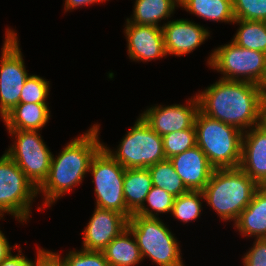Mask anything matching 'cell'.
<instances>
[{
  "instance_id": "cell-1",
  "label": "cell",
  "mask_w": 266,
  "mask_h": 266,
  "mask_svg": "<svg viewBox=\"0 0 266 266\" xmlns=\"http://www.w3.org/2000/svg\"><path fill=\"white\" fill-rule=\"evenodd\" d=\"M196 96L203 114L242 132L261 124L266 99L258 84L219 78Z\"/></svg>"
},
{
  "instance_id": "cell-2",
  "label": "cell",
  "mask_w": 266,
  "mask_h": 266,
  "mask_svg": "<svg viewBox=\"0 0 266 266\" xmlns=\"http://www.w3.org/2000/svg\"><path fill=\"white\" fill-rule=\"evenodd\" d=\"M100 130V124L91 125L82 135L70 140L56 157L52 156L48 177L38 188L42 206L51 207L84 181L93 157L103 147Z\"/></svg>"
},
{
  "instance_id": "cell-3",
  "label": "cell",
  "mask_w": 266,
  "mask_h": 266,
  "mask_svg": "<svg viewBox=\"0 0 266 266\" xmlns=\"http://www.w3.org/2000/svg\"><path fill=\"white\" fill-rule=\"evenodd\" d=\"M259 187L240 167L225 168L213 170L202 192L222 221L235 223Z\"/></svg>"
},
{
  "instance_id": "cell-4",
  "label": "cell",
  "mask_w": 266,
  "mask_h": 266,
  "mask_svg": "<svg viewBox=\"0 0 266 266\" xmlns=\"http://www.w3.org/2000/svg\"><path fill=\"white\" fill-rule=\"evenodd\" d=\"M196 145L214 169L237 168L241 162L243 132L198 111L195 118Z\"/></svg>"
},
{
  "instance_id": "cell-5",
  "label": "cell",
  "mask_w": 266,
  "mask_h": 266,
  "mask_svg": "<svg viewBox=\"0 0 266 266\" xmlns=\"http://www.w3.org/2000/svg\"><path fill=\"white\" fill-rule=\"evenodd\" d=\"M168 226L160 218L135 213L127 222L143 260L149 258L157 266H185L179 241Z\"/></svg>"
},
{
  "instance_id": "cell-6",
  "label": "cell",
  "mask_w": 266,
  "mask_h": 266,
  "mask_svg": "<svg viewBox=\"0 0 266 266\" xmlns=\"http://www.w3.org/2000/svg\"><path fill=\"white\" fill-rule=\"evenodd\" d=\"M103 148L125 169L148 168L166 159L163 138L140 115L121 139L116 151L104 143Z\"/></svg>"
},
{
  "instance_id": "cell-7",
  "label": "cell",
  "mask_w": 266,
  "mask_h": 266,
  "mask_svg": "<svg viewBox=\"0 0 266 266\" xmlns=\"http://www.w3.org/2000/svg\"><path fill=\"white\" fill-rule=\"evenodd\" d=\"M207 66L223 75L221 79L261 85L266 76V53L230 41L212 50Z\"/></svg>"
},
{
  "instance_id": "cell-8",
  "label": "cell",
  "mask_w": 266,
  "mask_h": 266,
  "mask_svg": "<svg viewBox=\"0 0 266 266\" xmlns=\"http://www.w3.org/2000/svg\"><path fill=\"white\" fill-rule=\"evenodd\" d=\"M38 189L26 177L19 166L6 154L0 157V219L4 213L20 223H27Z\"/></svg>"
},
{
  "instance_id": "cell-9",
  "label": "cell",
  "mask_w": 266,
  "mask_h": 266,
  "mask_svg": "<svg viewBox=\"0 0 266 266\" xmlns=\"http://www.w3.org/2000/svg\"><path fill=\"white\" fill-rule=\"evenodd\" d=\"M125 170L102 147L93 157L89 173L95 185V207L116 211L129 219L132 213L126 207L123 193Z\"/></svg>"
},
{
  "instance_id": "cell-10",
  "label": "cell",
  "mask_w": 266,
  "mask_h": 266,
  "mask_svg": "<svg viewBox=\"0 0 266 266\" xmlns=\"http://www.w3.org/2000/svg\"><path fill=\"white\" fill-rule=\"evenodd\" d=\"M7 131L15 141L8 146L5 153L38 189L48 177L53 153L38 130Z\"/></svg>"
},
{
  "instance_id": "cell-11",
  "label": "cell",
  "mask_w": 266,
  "mask_h": 266,
  "mask_svg": "<svg viewBox=\"0 0 266 266\" xmlns=\"http://www.w3.org/2000/svg\"><path fill=\"white\" fill-rule=\"evenodd\" d=\"M0 58V117L20 103V95L30 73L26 70L17 32L6 28Z\"/></svg>"
},
{
  "instance_id": "cell-12",
  "label": "cell",
  "mask_w": 266,
  "mask_h": 266,
  "mask_svg": "<svg viewBox=\"0 0 266 266\" xmlns=\"http://www.w3.org/2000/svg\"><path fill=\"white\" fill-rule=\"evenodd\" d=\"M199 111L198 98L193 95L186 105H158L148 107L140 116L161 137L172 132L190 129Z\"/></svg>"
},
{
  "instance_id": "cell-13",
  "label": "cell",
  "mask_w": 266,
  "mask_h": 266,
  "mask_svg": "<svg viewBox=\"0 0 266 266\" xmlns=\"http://www.w3.org/2000/svg\"><path fill=\"white\" fill-rule=\"evenodd\" d=\"M123 32L127 42V55L134 62H150L166 58L162 27L125 22Z\"/></svg>"
},
{
  "instance_id": "cell-14",
  "label": "cell",
  "mask_w": 266,
  "mask_h": 266,
  "mask_svg": "<svg viewBox=\"0 0 266 266\" xmlns=\"http://www.w3.org/2000/svg\"><path fill=\"white\" fill-rule=\"evenodd\" d=\"M128 219L121 213L95 207L92 217L83 230L81 249L103 251L106 246L127 228Z\"/></svg>"
},
{
  "instance_id": "cell-15",
  "label": "cell",
  "mask_w": 266,
  "mask_h": 266,
  "mask_svg": "<svg viewBox=\"0 0 266 266\" xmlns=\"http://www.w3.org/2000/svg\"><path fill=\"white\" fill-rule=\"evenodd\" d=\"M162 24L167 56L181 57L190 54L210 36L208 27L194 23L192 20L173 19Z\"/></svg>"
},
{
  "instance_id": "cell-16",
  "label": "cell",
  "mask_w": 266,
  "mask_h": 266,
  "mask_svg": "<svg viewBox=\"0 0 266 266\" xmlns=\"http://www.w3.org/2000/svg\"><path fill=\"white\" fill-rule=\"evenodd\" d=\"M239 167L259 186H266V127L262 123L243 132Z\"/></svg>"
},
{
  "instance_id": "cell-17",
  "label": "cell",
  "mask_w": 266,
  "mask_h": 266,
  "mask_svg": "<svg viewBox=\"0 0 266 266\" xmlns=\"http://www.w3.org/2000/svg\"><path fill=\"white\" fill-rule=\"evenodd\" d=\"M169 160L189 191H202L214 170L205 153L197 145L172 156Z\"/></svg>"
},
{
  "instance_id": "cell-18",
  "label": "cell",
  "mask_w": 266,
  "mask_h": 266,
  "mask_svg": "<svg viewBox=\"0 0 266 266\" xmlns=\"http://www.w3.org/2000/svg\"><path fill=\"white\" fill-rule=\"evenodd\" d=\"M241 236L266 238V186H260L233 226Z\"/></svg>"
},
{
  "instance_id": "cell-19",
  "label": "cell",
  "mask_w": 266,
  "mask_h": 266,
  "mask_svg": "<svg viewBox=\"0 0 266 266\" xmlns=\"http://www.w3.org/2000/svg\"><path fill=\"white\" fill-rule=\"evenodd\" d=\"M49 103H19L1 120L6 130H38L49 122Z\"/></svg>"
},
{
  "instance_id": "cell-20",
  "label": "cell",
  "mask_w": 266,
  "mask_h": 266,
  "mask_svg": "<svg viewBox=\"0 0 266 266\" xmlns=\"http://www.w3.org/2000/svg\"><path fill=\"white\" fill-rule=\"evenodd\" d=\"M176 7H180L179 0H135L133 14L126 22L163 27L161 21L168 22Z\"/></svg>"
},
{
  "instance_id": "cell-21",
  "label": "cell",
  "mask_w": 266,
  "mask_h": 266,
  "mask_svg": "<svg viewBox=\"0 0 266 266\" xmlns=\"http://www.w3.org/2000/svg\"><path fill=\"white\" fill-rule=\"evenodd\" d=\"M110 266H137L143 262L136 238L127 227L103 250Z\"/></svg>"
},
{
  "instance_id": "cell-22",
  "label": "cell",
  "mask_w": 266,
  "mask_h": 266,
  "mask_svg": "<svg viewBox=\"0 0 266 266\" xmlns=\"http://www.w3.org/2000/svg\"><path fill=\"white\" fill-rule=\"evenodd\" d=\"M152 180L148 168H131L125 170L123 193L127 209L136 213L145 203L151 190Z\"/></svg>"
},
{
  "instance_id": "cell-23",
  "label": "cell",
  "mask_w": 266,
  "mask_h": 266,
  "mask_svg": "<svg viewBox=\"0 0 266 266\" xmlns=\"http://www.w3.org/2000/svg\"><path fill=\"white\" fill-rule=\"evenodd\" d=\"M189 14L204 20L233 24L235 21L232 0H179Z\"/></svg>"
},
{
  "instance_id": "cell-24",
  "label": "cell",
  "mask_w": 266,
  "mask_h": 266,
  "mask_svg": "<svg viewBox=\"0 0 266 266\" xmlns=\"http://www.w3.org/2000/svg\"><path fill=\"white\" fill-rule=\"evenodd\" d=\"M238 29L231 39L240 47L266 53V22L235 20Z\"/></svg>"
},
{
  "instance_id": "cell-25",
  "label": "cell",
  "mask_w": 266,
  "mask_h": 266,
  "mask_svg": "<svg viewBox=\"0 0 266 266\" xmlns=\"http://www.w3.org/2000/svg\"><path fill=\"white\" fill-rule=\"evenodd\" d=\"M148 171L151 176L152 185L160 187L175 198L189 191L176 173L169 159L149 166Z\"/></svg>"
},
{
  "instance_id": "cell-26",
  "label": "cell",
  "mask_w": 266,
  "mask_h": 266,
  "mask_svg": "<svg viewBox=\"0 0 266 266\" xmlns=\"http://www.w3.org/2000/svg\"><path fill=\"white\" fill-rule=\"evenodd\" d=\"M202 199L205 200L202 191H188L174 199L171 214L185 224L196 221L203 212Z\"/></svg>"
},
{
  "instance_id": "cell-27",
  "label": "cell",
  "mask_w": 266,
  "mask_h": 266,
  "mask_svg": "<svg viewBox=\"0 0 266 266\" xmlns=\"http://www.w3.org/2000/svg\"><path fill=\"white\" fill-rule=\"evenodd\" d=\"M175 197L157 186H152L143 206L135 213L145 217L159 218V213H170ZM148 203V205H147Z\"/></svg>"
},
{
  "instance_id": "cell-28",
  "label": "cell",
  "mask_w": 266,
  "mask_h": 266,
  "mask_svg": "<svg viewBox=\"0 0 266 266\" xmlns=\"http://www.w3.org/2000/svg\"><path fill=\"white\" fill-rule=\"evenodd\" d=\"M163 138L164 153L166 159L183 153L196 145V131L193 126L190 129L168 133Z\"/></svg>"
},
{
  "instance_id": "cell-29",
  "label": "cell",
  "mask_w": 266,
  "mask_h": 266,
  "mask_svg": "<svg viewBox=\"0 0 266 266\" xmlns=\"http://www.w3.org/2000/svg\"><path fill=\"white\" fill-rule=\"evenodd\" d=\"M50 87V81L38 75L30 74L24 83L20 103H49L47 99L50 95Z\"/></svg>"
},
{
  "instance_id": "cell-30",
  "label": "cell",
  "mask_w": 266,
  "mask_h": 266,
  "mask_svg": "<svg viewBox=\"0 0 266 266\" xmlns=\"http://www.w3.org/2000/svg\"><path fill=\"white\" fill-rule=\"evenodd\" d=\"M60 259L62 266H110L103 251H88L84 249H73L61 256L54 252Z\"/></svg>"
},
{
  "instance_id": "cell-31",
  "label": "cell",
  "mask_w": 266,
  "mask_h": 266,
  "mask_svg": "<svg viewBox=\"0 0 266 266\" xmlns=\"http://www.w3.org/2000/svg\"><path fill=\"white\" fill-rule=\"evenodd\" d=\"M235 20L266 22V0H232Z\"/></svg>"
},
{
  "instance_id": "cell-32",
  "label": "cell",
  "mask_w": 266,
  "mask_h": 266,
  "mask_svg": "<svg viewBox=\"0 0 266 266\" xmlns=\"http://www.w3.org/2000/svg\"><path fill=\"white\" fill-rule=\"evenodd\" d=\"M243 266H266V238H255L242 257Z\"/></svg>"
},
{
  "instance_id": "cell-33",
  "label": "cell",
  "mask_w": 266,
  "mask_h": 266,
  "mask_svg": "<svg viewBox=\"0 0 266 266\" xmlns=\"http://www.w3.org/2000/svg\"><path fill=\"white\" fill-rule=\"evenodd\" d=\"M33 266H62L58 256L51 250L38 246Z\"/></svg>"
},
{
  "instance_id": "cell-34",
  "label": "cell",
  "mask_w": 266,
  "mask_h": 266,
  "mask_svg": "<svg viewBox=\"0 0 266 266\" xmlns=\"http://www.w3.org/2000/svg\"><path fill=\"white\" fill-rule=\"evenodd\" d=\"M19 250L16 255L11 253L1 263L0 266H33L35 262L32 259L27 258L21 251V247L18 246Z\"/></svg>"
},
{
  "instance_id": "cell-35",
  "label": "cell",
  "mask_w": 266,
  "mask_h": 266,
  "mask_svg": "<svg viewBox=\"0 0 266 266\" xmlns=\"http://www.w3.org/2000/svg\"><path fill=\"white\" fill-rule=\"evenodd\" d=\"M105 1H109V0H64V9L65 12L68 11H73L76 8H81V7H85V6H89V5H93V4H99V3H103Z\"/></svg>"
},
{
  "instance_id": "cell-36",
  "label": "cell",
  "mask_w": 266,
  "mask_h": 266,
  "mask_svg": "<svg viewBox=\"0 0 266 266\" xmlns=\"http://www.w3.org/2000/svg\"><path fill=\"white\" fill-rule=\"evenodd\" d=\"M18 246V244H15V246L12 247V245L9 244L8 238L0 229V263L12 253L11 251L13 249L18 248Z\"/></svg>"
},
{
  "instance_id": "cell-37",
  "label": "cell",
  "mask_w": 266,
  "mask_h": 266,
  "mask_svg": "<svg viewBox=\"0 0 266 266\" xmlns=\"http://www.w3.org/2000/svg\"><path fill=\"white\" fill-rule=\"evenodd\" d=\"M261 123L266 127V102L263 108V112H262V120Z\"/></svg>"
},
{
  "instance_id": "cell-38",
  "label": "cell",
  "mask_w": 266,
  "mask_h": 266,
  "mask_svg": "<svg viewBox=\"0 0 266 266\" xmlns=\"http://www.w3.org/2000/svg\"><path fill=\"white\" fill-rule=\"evenodd\" d=\"M264 98L266 99V76L262 84L260 85Z\"/></svg>"
}]
</instances>
